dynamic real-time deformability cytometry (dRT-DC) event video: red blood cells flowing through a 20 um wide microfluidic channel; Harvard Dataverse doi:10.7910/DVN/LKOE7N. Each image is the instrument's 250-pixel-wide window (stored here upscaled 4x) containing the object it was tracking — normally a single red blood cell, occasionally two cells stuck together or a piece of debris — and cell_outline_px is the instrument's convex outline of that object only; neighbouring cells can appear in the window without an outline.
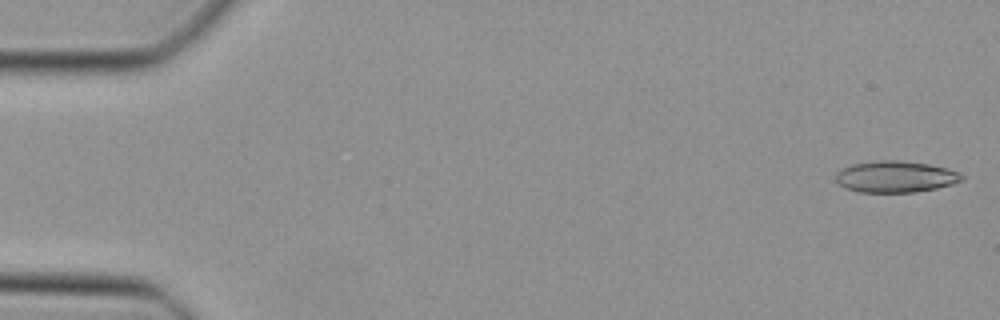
{"species": "Egyptian fruit bat (a non-hibernating species)", "species_latin": "Rousettus aegyptiacus", "temperature_condition": "cold", "stored_images_in_passage": 38, "camera_frame_rate_fps": 3000, "um_per_image_px": 0.085, "animal": {"sex": "female"}, "frame": {"image": 1, "passage_image": 1, "time_ms": 0.0, "image_size_px": [1000, 320], "cell_outline_px": [[964, 180], [952, 184], [936, 188], [916, 192], [860, 192], [844, 188], [836, 180], [836, 172], [852, 164], [880, 160], [896, 160], [928, 164], [948, 168], [960, 172], [964, 176]], "centroid_in_image_um": [76.15, 15.02], "position_along_channel_um": 8.9, "area_um2": 23.12}}
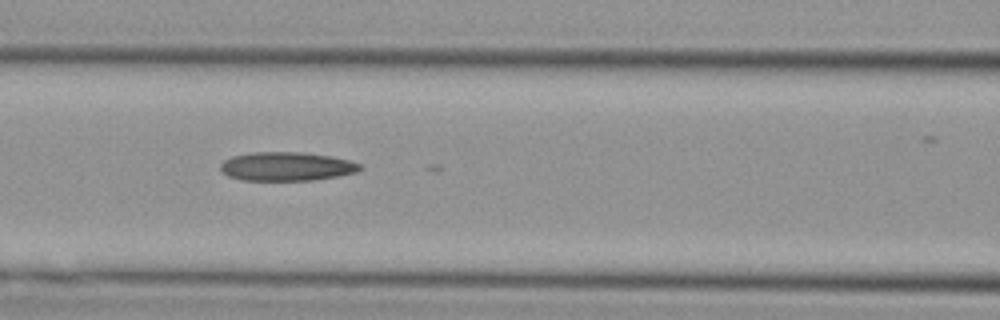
{"frame": {"image": 2, "passage_image": 20, "time_ms": 6.333, "image_size_px": [1000, 320], "cell_outline_px": [[360, 168], [356, 172], [336, 176], [312, 180], [240, 180], [228, 176], [220, 168], [220, 164], [224, 160], [232, 156], [252, 152], [304, 152], [332, 156], [348, 160], [360, 164]], "centroid_in_image_um": [24.32, 14.14], "position_along_channel_um": 142.3, "area_um2": 23.29}}
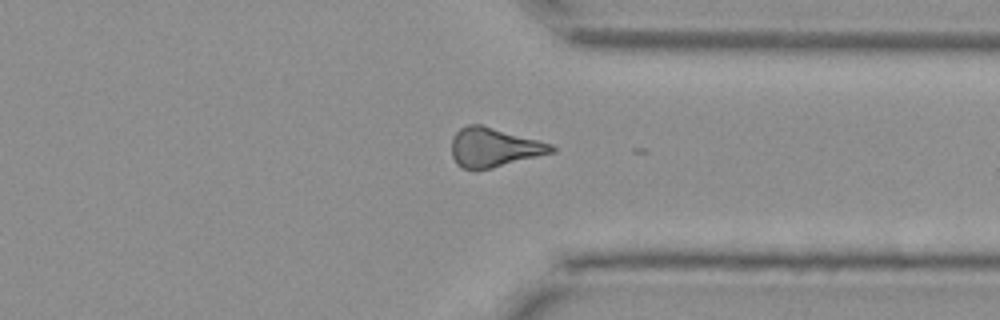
{"frame": {"image": 3, "passage_image": 36, "time_ms": 11.667, "image_size_px": [1000, 320], "cell_outline_px": [[556, 152], [476, 172], [460, 168], [456, 164], [452, 156], [452, 136], [460, 128], [468, 124], [480, 124], [552, 144], [556, 148]], "centroid_in_image_um": [41.95, 12.56], "position_along_channel_um": 369.4, "area_um2": 23.12}}